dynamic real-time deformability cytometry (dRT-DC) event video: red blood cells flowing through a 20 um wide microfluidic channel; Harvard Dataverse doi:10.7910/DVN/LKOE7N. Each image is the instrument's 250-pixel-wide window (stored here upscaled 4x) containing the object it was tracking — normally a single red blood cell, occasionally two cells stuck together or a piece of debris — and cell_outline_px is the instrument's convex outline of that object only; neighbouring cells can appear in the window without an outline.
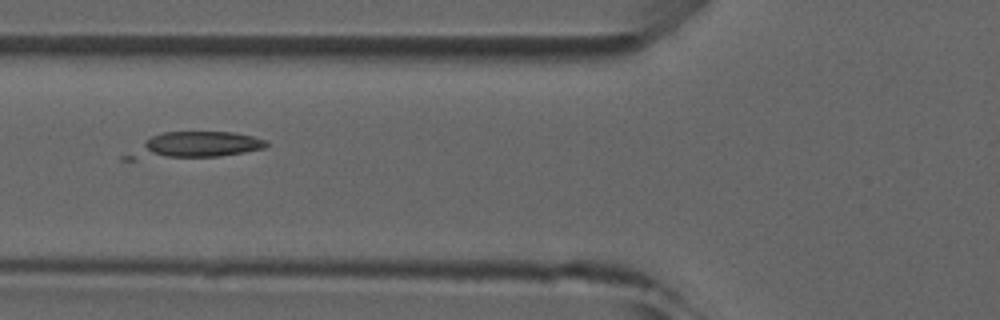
{"species": "common noctule bat (a hibernating species)", "species_latin": "Nyctalus noctula", "temperature_condition": "room temperature", "stored_images_in_passage": 3, "camera_frame_rate_fps": 3000, "um_per_image_px": 0.085, "animal": {"sex": "male", "forearm_length_mm": 52.5}, "frame": {"image": 1, "passage_image": 3, "time_ms": 2.0, "image_size_px": [1000, 320], "cell_outline_px": [[268, 144], [264, 148], [244, 152], [220, 156], [132, 160], [120, 160], [120, 156], [144, 140], [152, 136], [164, 132], [236, 132], [252, 136], [264, 140]], "centroid_in_image_um": [16.41, 12.37], "position_along_channel_um": 109.4, "area_um2": 21.44}}